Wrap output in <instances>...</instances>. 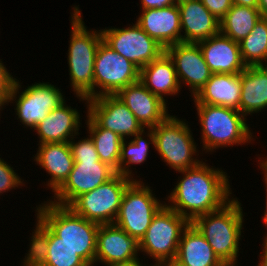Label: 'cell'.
Listing matches in <instances>:
<instances>
[{
    "mask_svg": "<svg viewBox=\"0 0 267 266\" xmlns=\"http://www.w3.org/2000/svg\"><path fill=\"white\" fill-rule=\"evenodd\" d=\"M206 161L178 171L182 176H178L176 185L164 198L167 207L190 223L198 216L221 208L232 198L230 176L222 167L209 166Z\"/></svg>",
    "mask_w": 267,
    "mask_h": 266,
    "instance_id": "cell-1",
    "label": "cell"
},
{
    "mask_svg": "<svg viewBox=\"0 0 267 266\" xmlns=\"http://www.w3.org/2000/svg\"><path fill=\"white\" fill-rule=\"evenodd\" d=\"M73 9L70 18V40L67 54L69 82L74 97L82 101L88 109V99L94 98V62L100 43L103 41L101 29H88L83 21L79 5ZM73 89V90H72Z\"/></svg>",
    "mask_w": 267,
    "mask_h": 266,
    "instance_id": "cell-2",
    "label": "cell"
},
{
    "mask_svg": "<svg viewBox=\"0 0 267 266\" xmlns=\"http://www.w3.org/2000/svg\"><path fill=\"white\" fill-rule=\"evenodd\" d=\"M234 196L221 208L198 216L191 222L225 266H238L240 241L244 236L245 215L239 198Z\"/></svg>",
    "mask_w": 267,
    "mask_h": 266,
    "instance_id": "cell-3",
    "label": "cell"
},
{
    "mask_svg": "<svg viewBox=\"0 0 267 266\" xmlns=\"http://www.w3.org/2000/svg\"><path fill=\"white\" fill-rule=\"evenodd\" d=\"M193 104L200 124L202 154H213L211 152L219 148L235 145H253L255 136L250 130V124H247V118L239 110L203 103Z\"/></svg>",
    "mask_w": 267,
    "mask_h": 266,
    "instance_id": "cell-4",
    "label": "cell"
},
{
    "mask_svg": "<svg viewBox=\"0 0 267 266\" xmlns=\"http://www.w3.org/2000/svg\"><path fill=\"white\" fill-rule=\"evenodd\" d=\"M43 202L33 207L35 214L89 266H94L99 224L75 214L69 207Z\"/></svg>",
    "mask_w": 267,
    "mask_h": 266,
    "instance_id": "cell-5",
    "label": "cell"
},
{
    "mask_svg": "<svg viewBox=\"0 0 267 266\" xmlns=\"http://www.w3.org/2000/svg\"><path fill=\"white\" fill-rule=\"evenodd\" d=\"M182 119L170 114L164 121L152 127L155 152L176 173L196 167L203 161L198 156L201 150L194 140L191 127L185 118Z\"/></svg>",
    "mask_w": 267,
    "mask_h": 266,
    "instance_id": "cell-6",
    "label": "cell"
},
{
    "mask_svg": "<svg viewBox=\"0 0 267 266\" xmlns=\"http://www.w3.org/2000/svg\"><path fill=\"white\" fill-rule=\"evenodd\" d=\"M20 81L15 79L6 106L9 103L15 105L13 108L15 118L29 130H33L43 121L51 110L67 101L61 88L59 89L55 84L38 81L31 85L27 84L24 89Z\"/></svg>",
    "mask_w": 267,
    "mask_h": 266,
    "instance_id": "cell-7",
    "label": "cell"
},
{
    "mask_svg": "<svg viewBox=\"0 0 267 266\" xmlns=\"http://www.w3.org/2000/svg\"><path fill=\"white\" fill-rule=\"evenodd\" d=\"M151 187L143 180H134L124 192L114 221L115 225L138 241L145 235L153 217L165 205V201L159 200Z\"/></svg>",
    "mask_w": 267,
    "mask_h": 266,
    "instance_id": "cell-8",
    "label": "cell"
},
{
    "mask_svg": "<svg viewBox=\"0 0 267 266\" xmlns=\"http://www.w3.org/2000/svg\"><path fill=\"white\" fill-rule=\"evenodd\" d=\"M190 222L164 205L153 217L145 235L139 241L140 252L157 263L176 258L181 235ZM156 261V262H155Z\"/></svg>",
    "mask_w": 267,
    "mask_h": 266,
    "instance_id": "cell-9",
    "label": "cell"
},
{
    "mask_svg": "<svg viewBox=\"0 0 267 266\" xmlns=\"http://www.w3.org/2000/svg\"><path fill=\"white\" fill-rule=\"evenodd\" d=\"M131 178L116 174L106 183L77 197L68 207L77 215L101 224L114 223Z\"/></svg>",
    "mask_w": 267,
    "mask_h": 266,
    "instance_id": "cell-10",
    "label": "cell"
},
{
    "mask_svg": "<svg viewBox=\"0 0 267 266\" xmlns=\"http://www.w3.org/2000/svg\"><path fill=\"white\" fill-rule=\"evenodd\" d=\"M140 69L102 41L94 62V98L116 95L122 88L139 81Z\"/></svg>",
    "mask_w": 267,
    "mask_h": 266,
    "instance_id": "cell-11",
    "label": "cell"
},
{
    "mask_svg": "<svg viewBox=\"0 0 267 266\" xmlns=\"http://www.w3.org/2000/svg\"><path fill=\"white\" fill-rule=\"evenodd\" d=\"M134 23L129 24V27L122 28L105 27L101 31L103 41L110 48L142 69L153 60L158 59L165 49L151 38L136 21Z\"/></svg>",
    "mask_w": 267,
    "mask_h": 266,
    "instance_id": "cell-12",
    "label": "cell"
},
{
    "mask_svg": "<svg viewBox=\"0 0 267 266\" xmlns=\"http://www.w3.org/2000/svg\"><path fill=\"white\" fill-rule=\"evenodd\" d=\"M117 172L102 161L74 162L65 182L52 194L51 203L68 207L77 197L113 178Z\"/></svg>",
    "mask_w": 267,
    "mask_h": 266,
    "instance_id": "cell-13",
    "label": "cell"
},
{
    "mask_svg": "<svg viewBox=\"0 0 267 266\" xmlns=\"http://www.w3.org/2000/svg\"><path fill=\"white\" fill-rule=\"evenodd\" d=\"M165 52L174 62L181 88L188 86L190 97L193 98L213 74L205 62L199 44L179 42L168 46Z\"/></svg>",
    "mask_w": 267,
    "mask_h": 266,
    "instance_id": "cell-14",
    "label": "cell"
},
{
    "mask_svg": "<svg viewBox=\"0 0 267 266\" xmlns=\"http://www.w3.org/2000/svg\"><path fill=\"white\" fill-rule=\"evenodd\" d=\"M87 112L102 128L117 133L123 140L145 129L116 95L88 99Z\"/></svg>",
    "mask_w": 267,
    "mask_h": 266,
    "instance_id": "cell-15",
    "label": "cell"
},
{
    "mask_svg": "<svg viewBox=\"0 0 267 266\" xmlns=\"http://www.w3.org/2000/svg\"><path fill=\"white\" fill-rule=\"evenodd\" d=\"M139 241L119 226L101 224L97 231L94 266L126 263L140 259ZM139 255V256H138Z\"/></svg>",
    "mask_w": 267,
    "mask_h": 266,
    "instance_id": "cell-16",
    "label": "cell"
},
{
    "mask_svg": "<svg viewBox=\"0 0 267 266\" xmlns=\"http://www.w3.org/2000/svg\"><path fill=\"white\" fill-rule=\"evenodd\" d=\"M116 96L145 129L155 127L170 115L167 103L150 92L140 81L122 88Z\"/></svg>",
    "mask_w": 267,
    "mask_h": 266,
    "instance_id": "cell-17",
    "label": "cell"
},
{
    "mask_svg": "<svg viewBox=\"0 0 267 266\" xmlns=\"http://www.w3.org/2000/svg\"><path fill=\"white\" fill-rule=\"evenodd\" d=\"M181 42L197 43L220 33V21L200 0H179Z\"/></svg>",
    "mask_w": 267,
    "mask_h": 266,
    "instance_id": "cell-18",
    "label": "cell"
},
{
    "mask_svg": "<svg viewBox=\"0 0 267 266\" xmlns=\"http://www.w3.org/2000/svg\"><path fill=\"white\" fill-rule=\"evenodd\" d=\"M137 24L164 49L181 42L180 12L178 5L141 10Z\"/></svg>",
    "mask_w": 267,
    "mask_h": 266,
    "instance_id": "cell-19",
    "label": "cell"
},
{
    "mask_svg": "<svg viewBox=\"0 0 267 266\" xmlns=\"http://www.w3.org/2000/svg\"><path fill=\"white\" fill-rule=\"evenodd\" d=\"M76 108H72L66 101L49 112L47 117L34 128L38 137V144L63 143L72 140L79 134L82 127V116Z\"/></svg>",
    "mask_w": 267,
    "mask_h": 266,
    "instance_id": "cell-20",
    "label": "cell"
},
{
    "mask_svg": "<svg viewBox=\"0 0 267 266\" xmlns=\"http://www.w3.org/2000/svg\"><path fill=\"white\" fill-rule=\"evenodd\" d=\"M197 43L213 74H239L246 69L247 66L241 57L240 45L231 38L219 33Z\"/></svg>",
    "mask_w": 267,
    "mask_h": 266,
    "instance_id": "cell-21",
    "label": "cell"
},
{
    "mask_svg": "<svg viewBox=\"0 0 267 266\" xmlns=\"http://www.w3.org/2000/svg\"><path fill=\"white\" fill-rule=\"evenodd\" d=\"M32 155L35 164L44 169L50 178L43 182L53 193L65 182L73 169L74 159L69 142L39 144Z\"/></svg>",
    "mask_w": 267,
    "mask_h": 266,
    "instance_id": "cell-22",
    "label": "cell"
},
{
    "mask_svg": "<svg viewBox=\"0 0 267 266\" xmlns=\"http://www.w3.org/2000/svg\"><path fill=\"white\" fill-rule=\"evenodd\" d=\"M139 81L167 104L166 97L177 96L182 89L174 62L166 52L140 69Z\"/></svg>",
    "mask_w": 267,
    "mask_h": 266,
    "instance_id": "cell-23",
    "label": "cell"
},
{
    "mask_svg": "<svg viewBox=\"0 0 267 266\" xmlns=\"http://www.w3.org/2000/svg\"><path fill=\"white\" fill-rule=\"evenodd\" d=\"M241 91V73H215L192 98V101L194 103L230 107L240 111Z\"/></svg>",
    "mask_w": 267,
    "mask_h": 266,
    "instance_id": "cell-24",
    "label": "cell"
},
{
    "mask_svg": "<svg viewBox=\"0 0 267 266\" xmlns=\"http://www.w3.org/2000/svg\"><path fill=\"white\" fill-rule=\"evenodd\" d=\"M175 259L184 266H225L192 223L181 235Z\"/></svg>",
    "mask_w": 267,
    "mask_h": 266,
    "instance_id": "cell-25",
    "label": "cell"
},
{
    "mask_svg": "<svg viewBox=\"0 0 267 266\" xmlns=\"http://www.w3.org/2000/svg\"><path fill=\"white\" fill-rule=\"evenodd\" d=\"M241 90L240 112L246 118L267 110V72L261 66L241 72Z\"/></svg>",
    "mask_w": 267,
    "mask_h": 266,
    "instance_id": "cell-26",
    "label": "cell"
},
{
    "mask_svg": "<svg viewBox=\"0 0 267 266\" xmlns=\"http://www.w3.org/2000/svg\"><path fill=\"white\" fill-rule=\"evenodd\" d=\"M150 145L154 148L155 144L152 128H146V130L143 129L130 139L122 140L119 157V171L117 173L131 178L132 180H143L139 178L136 168H133L132 165H141L147 161L150 153ZM132 168L135 169V172ZM134 173H136L137 177Z\"/></svg>",
    "mask_w": 267,
    "mask_h": 266,
    "instance_id": "cell-27",
    "label": "cell"
},
{
    "mask_svg": "<svg viewBox=\"0 0 267 266\" xmlns=\"http://www.w3.org/2000/svg\"><path fill=\"white\" fill-rule=\"evenodd\" d=\"M86 113L85 123L87 134L94 142L100 161L119 171V157L122 138L113 131L102 128L89 114Z\"/></svg>",
    "mask_w": 267,
    "mask_h": 266,
    "instance_id": "cell-28",
    "label": "cell"
},
{
    "mask_svg": "<svg viewBox=\"0 0 267 266\" xmlns=\"http://www.w3.org/2000/svg\"><path fill=\"white\" fill-rule=\"evenodd\" d=\"M261 17L258 8L233 4L220 20V33L240 43L250 34Z\"/></svg>",
    "mask_w": 267,
    "mask_h": 266,
    "instance_id": "cell-29",
    "label": "cell"
},
{
    "mask_svg": "<svg viewBox=\"0 0 267 266\" xmlns=\"http://www.w3.org/2000/svg\"><path fill=\"white\" fill-rule=\"evenodd\" d=\"M239 45L242 60L247 67L261 66L267 59V18L261 17Z\"/></svg>",
    "mask_w": 267,
    "mask_h": 266,
    "instance_id": "cell-30",
    "label": "cell"
},
{
    "mask_svg": "<svg viewBox=\"0 0 267 266\" xmlns=\"http://www.w3.org/2000/svg\"><path fill=\"white\" fill-rule=\"evenodd\" d=\"M42 266H89L48 227V253Z\"/></svg>",
    "mask_w": 267,
    "mask_h": 266,
    "instance_id": "cell-31",
    "label": "cell"
},
{
    "mask_svg": "<svg viewBox=\"0 0 267 266\" xmlns=\"http://www.w3.org/2000/svg\"><path fill=\"white\" fill-rule=\"evenodd\" d=\"M35 229H33L31 239L29 238L28 252L25 253L22 266H42L48 253V226L35 214Z\"/></svg>",
    "mask_w": 267,
    "mask_h": 266,
    "instance_id": "cell-32",
    "label": "cell"
},
{
    "mask_svg": "<svg viewBox=\"0 0 267 266\" xmlns=\"http://www.w3.org/2000/svg\"><path fill=\"white\" fill-rule=\"evenodd\" d=\"M79 135L81 134L79 133L75 135V137L69 141L74 162H83L88 160L100 161L90 135L88 134L86 137L84 136V138L81 137L80 140H77L76 138H78Z\"/></svg>",
    "mask_w": 267,
    "mask_h": 266,
    "instance_id": "cell-33",
    "label": "cell"
},
{
    "mask_svg": "<svg viewBox=\"0 0 267 266\" xmlns=\"http://www.w3.org/2000/svg\"><path fill=\"white\" fill-rule=\"evenodd\" d=\"M16 171L11 164L0 157V196L11 190L14 191L17 188L22 189V187L26 186L25 183L27 181L24 182V178H20V175Z\"/></svg>",
    "mask_w": 267,
    "mask_h": 266,
    "instance_id": "cell-34",
    "label": "cell"
},
{
    "mask_svg": "<svg viewBox=\"0 0 267 266\" xmlns=\"http://www.w3.org/2000/svg\"><path fill=\"white\" fill-rule=\"evenodd\" d=\"M15 76L6 68L2 59H0V111L6 108L8 96L13 87ZM5 107V108H4Z\"/></svg>",
    "mask_w": 267,
    "mask_h": 266,
    "instance_id": "cell-35",
    "label": "cell"
},
{
    "mask_svg": "<svg viewBox=\"0 0 267 266\" xmlns=\"http://www.w3.org/2000/svg\"><path fill=\"white\" fill-rule=\"evenodd\" d=\"M219 21L233 5L232 0H200Z\"/></svg>",
    "mask_w": 267,
    "mask_h": 266,
    "instance_id": "cell-36",
    "label": "cell"
},
{
    "mask_svg": "<svg viewBox=\"0 0 267 266\" xmlns=\"http://www.w3.org/2000/svg\"><path fill=\"white\" fill-rule=\"evenodd\" d=\"M179 0H140L141 10L145 9H160L170 5H175Z\"/></svg>",
    "mask_w": 267,
    "mask_h": 266,
    "instance_id": "cell-37",
    "label": "cell"
},
{
    "mask_svg": "<svg viewBox=\"0 0 267 266\" xmlns=\"http://www.w3.org/2000/svg\"><path fill=\"white\" fill-rule=\"evenodd\" d=\"M263 156V157H262ZM261 157H258V165L257 167L261 169L262 172H260L261 174H263V182L264 184H267V156L264 157V155H262Z\"/></svg>",
    "mask_w": 267,
    "mask_h": 266,
    "instance_id": "cell-38",
    "label": "cell"
},
{
    "mask_svg": "<svg viewBox=\"0 0 267 266\" xmlns=\"http://www.w3.org/2000/svg\"><path fill=\"white\" fill-rule=\"evenodd\" d=\"M262 242V251L258 255L261 259H259L257 266H267V240H263Z\"/></svg>",
    "mask_w": 267,
    "mask_h": 266,
    "instance_id": "cell-39",
    "label": "cell"
},
{
    "mask_svg": "<svg viewBox=\"0 0 267 266\" xmlns=\"http://www.w3.org/2000/svg\"><path fill=\"white\" fill-rule=\"evenodd\" d=\"M232 2L239 6L258 8V0H232Z\"/></svg>",
    "mask_w": 267,
    "mask_h": 266,
    "instance_id": "cell-40",
    "label": "cell"
},
{
    "mask_svg": "<svg viewBox=\"0 0 267 266\" xmlns=\"http://www.w3.org/2000/svg\"><path fill=\"white\" fill-rule=\"evenodd\" d=\"M143 259H137V260H133L130 262H126V263H114V264H110V265H105V266H145V263L143 262Z\"/></svg>",
    "mask_w": 267,
    "mask_h": 266,
    "instance_id": "cell-41",
    "label": "cell"
},
{
    "mask_svg": "<svg viewBox=\"0 0 267 266\" xmlns=\"http://www.w3.org/2000/svg\"><path fill=\"white\" fill-rule=\"evenodd\" d=\"M158 266H184L177 259H166L156 263Z\"/></svg>",
    "mask_w": 267,
    "mask_h": 266,
    "instance_id": "cell-42",
    "label": "cell"
},
{
    "mask_svg": "<svg viewBox=\"0 0 267 266\" xmlns=\"http://www.w3.org/2000/svg\"><path fill=\"white\" fill-rule=\"evenodd\" d=\"M264 188L266 189L265 193H266V202H265V210L263 211V215H262V221H263V224L265 225L266 227V230H267V184L264 185ZM263 240H267V232H266V235L263 236Z\"/></svg>",
    "mask_w": 267,
    "mask_h": 266,
    "instance_id": "cell-43",
    "label": "cell"
},
{
    "mask_svg": "<svg viewBox=\"0 0 267 266\" xmlns=\"http://www.w3.org/2000/svg\"><path fill=\"white\" fill-rule=\"evenodd\" d=\"M258 9L263 18H267V0H258Z\"/></svg>",
    "mask_w": 267,
    "mask_h": 266,
    "instance_id": "cell-44",
    "label": "cell"
},
{
    "mask_svg": "<svg viewBox=\"0 0 267 266\" xmlns=\"http://www.w3.org/2000/svg\"><path fill=\"white\" fill-rule=\"evenodd\" d=\"M261 67L267 72V59L265 62L261 65Z\"/></svg>",
    "mask_w": 267,
    "mask_h": 266,
    "instance_id": "cell-45",
    "label": "cell"
},
{
    "mask_svg": "<svg viewBox=\"0 0 267 266\" xmlns=\"http://www.w3.org/2000/svg\"><path fill=\"white\" fill-rule=\"evenodd\" d=\"M145 266H158L156 263H150V265H148L147 263L145 264Z\"/></svg>",
    "mask_w": 267,
    "mask_h": 266,
    "instance_id": "cell-46",
    "label": "cell"
}]
</instances>
